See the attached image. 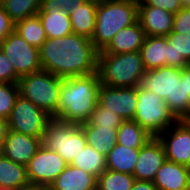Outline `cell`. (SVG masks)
<instances>
[{"instance_id":"f6af8a7d","label":"cell","mask_w":190,"mask_h":190,"mask_svg":"<svg viewBox=\"0 0 190 190\" xmlns=\"http://www.w3.org/2000/svg\"><path fill=\"white\" fill-rule=\"evenodd\" d=\"M182 7H190V0H180Z\"/></svg>"},{"instance_id":"74e56055","label":"cell","mask_w":190,"mask_h":190,"mask_svg":"<svg viewBox=\"0 0 190 190\" xmlns=\"http://www.w3.org/2000/svg\"><path fill=\"white\" fill-rule=\"evenodd\" d=\"M15 23L0 5V43L14 31Z\"/></svg>"},{"instance_id":"d590c367","label":"cell","mask_w":190,"mask_h":190,"mask_svg":"<svg viewBox=\"0 0 190 190\" xmlns=\"http://www.w3.org/2000/svg\"><path fill=\"white\" fill-rule=\"evenodd\" d=\"M87 0H41L40 8H60L72 12V9L80 7Z\"/></svg>"},{"instance_id":"8992f818","label":"cell","mask_w":190,"mask_h":190,"mask_svg":"<svg viewBox=\"0 0 190 190\" xmlns=\"http://www.w3.org/2000/svg\"><path fill=\"white\" fill-rule=\"evenodd\" d=\"M17 84L21 97L57 118V105L62 87L61 77L42 69L20 77Z\"/></svg>"},{"instance_id":"60d3db41","label":"cell","mask_w":190,"mask_h":190,"mask_svg":"<svg viewBox=\"0 0 190 190\" xmlns=\"http://www.w3.org/2000/svg\"><path fill=\"white\" fill-rule=\"evenodd\" d=\"M8 131V122L6 119L0 117V154L2 151L3 143Z\"/></svg>"},{"instance_id":"7dc6e473","label":"cell","mask_w":190,"mask_h":190,"mask_svg":"<svg viewBox=\"0 0 190 190\" xmlns=\"http://www.w3.org/2000/svg\"><path fill=\"white\" fill-rule=\"evenodd\" d=\"M188 190H190V172H189V180H188Z\"/></svg>"},{"instance_id":"277c9868","label":"cell","mask_w":190,"mask_h":190,"mask_svg":"<svg viewBox=\"0 0 190 190\" xmlns=\"http://www.w3.org/2000/svg\"><path fill=\"white\" fill-rule=\"evenodd\" d=\"M145 71L140 51L98 53L97 72L101 84L110 87H137Z\"/></svg>"},{"instance_id":"52a82bcc","label":"cell","mask_w":190,"mask_h":190,"mask_svg":"<svg viewBox=\"0 0 190 190\" xmlns=\"http://www.w3.org/2000/svg\"><path fill=\"white\" fill-rule=\"evenodd\" d=\"M87 144L85 133L79 124L52 117L42 138V145L58 153L68 164Z\"/></svg>"},{"instance_id":"cb8c5ba5","label":"cell","mask_w":190,"mask_h":190,"mask_svg":"<svg viewBox=\"0 0 190 190\" xmlns=\"http://www.w3.org/2000/svg\"><path fill=\"white\" fill-rule=\"evenodd\" d=\"M29 185L26 166L0 154V187L17 190Z\"/></svg>"},{"instance_id":"7c38bea8","label":"cell","mask_w":190,"mask_h":190,"mask_svg":"<svg viewBox=\"0 0 190 190\" xmlns=\"http://www.w3.org/2000/svg\"><path fill=\"white\" fill-rule=\"evenodd\" d=\"M158 139L162 142L166 160L190 167V120H179Z\"/></svg>"},{"instance_id":"4fadbf2b","label":"cell","mask_w":190,"mask_h":190,"mask_svg":"<svg viewBox=\"0 0 190 190\" xmlns=\"http://www.w3.org/2000/svg\"><path fill=\"white\" fill-rule=\"evenodd\" d=\"M98 103L124 120H133L137 110V87H110L101 84Z\"/></svg>"},{"instance_id":"b9f144b4","label":"cell","mask_w":190,"mask_h":190,"mask_svg":"<svg viewBox=\"0 0 190 190\" xmlns=\"http://www.w3.org/2000/svg\"><path fill=\"white\" fill-rule=\"evenodd\" d=\"M175 51L173 44L167 39V66L174 67Z\"/></svg>"},{"instance_id":"484cf974","label":"cell","mask_w":190,"mask_h":190,"mask_svg":"<svg viewBox=\"0 0 190 190\" xmlns=\"http://www.w3.org/2000/svg\"><path fill=\"white\" fill-rule=\"evenodd\" d=\"M151 138L153 137L134 120H124L117 129V143L125 147L141 148Z\"/></svg>"},{"instance_id":"44dd1931","label":"cell","mask_w":190,"mask_h":190,"mask_svg":"<svg viewBox=\"0 0 190 190\" xmlns=\"http://www.w3.org/2000/svg\"><path fill=\"white\" fill-rule=\"evenodd\" d=\"M99 0H87L69 13L72 32L92 39L96 24V10Z\"/></svg>"},{"instance_id":"5bb4252c","label":"cell","mask_w":190,"mask_h":190,"mask_svg":"<svg viewBox=\"0 0 190 190\" xmlns=\"http://www.w3.org/2000/svg\"><path fill=\"white\" fill-rule=\"evenodd\" d=\"M166 160L165 149L158 137L151 138L140 148L133 176L135 180L153 182Z\"/></svg>"},{"instance_id":"d4e9b609","label":"cell","mask_w":190,"mask_h":190,"mask_svg":"<svg viewBox=\"0 0 190 190\" xmlns=\"http://www.w3.org/2000/svg\"><path fill=\"white\" fill-rule=\"evenodd\" d=\"M85 136L87 145L93 147L97 152L106 156L117 143L118 127H102V126H81Z\"/></svg>"},{"instance_id":"3957f363","label":"cell","mask_w":190,"mask_h":190,"mask_svg":"<svg viewBox=\"0 0 190 190\" xmlns=\"http://www.w3.org/2000/svg\"><path fill=\"white\" fill-rule=\"evenodd\" d=\"M139 86L158 94L177 121L190 120V96L180 68L163 66L145 71Z\"/></svg>"},{"instance_id":"6da1fadb","label":"cell","mask_w":190,"mask_h":190,"mask_svg":"<svg viewBox=\"0 0 190 190\" xmlns=\"http://www.w3.org/2000/svg\"><path fill=\"white\" fill-rule=\"evenodd\" d=\"M98 52L91 39L74 33L47 38L39 48L42 69L61 78L97 72Z\"/></svg>"},{"instance_id":"7402d4cb","label":"cell","mask_w":190,"mask_h":190,"mask_svg":"<svg viewBox=\"0 0 190 190\" xmlns=\"http://www.w3.org/2000/svg\"><path fill=\"white\" fill-rule=\"evenodd\" d=\"M140 54L146 71L167 66V37L146 36Z\"/></svg>"},{"instance_id":"2e32d148","label":"cell","mask_w":190,"mask_h":190,"mask_svg":"<svg viewBox=\"0 0 190 190\" xmlns=\"http://www.w3.org/2000/svg\"><path fill=\"white\" fill-rule=\"evenodd\" d=\"M138 21L146 36L166 37L173 30L174 13L141 2Z\"/></svg>"},{"instance_id":"d6a6232c","label":"cell","mask_w":190,"mask_h":190,"mask_svg":"<svg viewBox=\"0 0 190 190\" xmlns=\"http://www.w3.org/2000/svg\"><path fill=\"white\" fill-rule=\"evenodd\" d=\"M19 96L18 84L0 83V117L8 119L16 98Z\"/></svg>"},{"instance_id":"7a4b0ae2","label":"cell","mask_w":190,"mask_h":190,"mask_svg":"<svg viewBox=\"0 0 190 190\" xmlns=\"http://www.w3.org/2000/svg\"><path fill=\"white\" fill-rule=\"evenodd\" d=\"M100 87L98 72L62 78L57 118L79 125L88 122L98 104Z\"/></svg>"},{"instance_id":"8d00e7d4","label":"cell","mask_w":190,"mask_h":190,"mask_svg":"<svg viewBox=\"0 0 190 190\" xmlns=\"http://www.w3.org/2000/svg\"><path fill=\"white\" fill-rule=\"evenodd\" d=\"M142 2L145 5L161 8L174 14L182 8L180 0H143Z\"/></svg>"},{"instance_id":"836d02e7","label":"cell","mask_w":190,"mask_h":190,"mask_svg":"<svg viewBox=\"0 0 190 190\" xmlns=\"http://www.w3.org/2000/svg\"><path fill=\"white\" fill-rule=\"evenodd\" d=\"M20 76L16 73L14 64L0 49V83H18Z\"/></svg>"},{"instance_id":"ba28073f","label":"cell","mask_w":190,"mask_h":190,"mask_svg":"<svg viewBox=\"0 0 190 190\" xmlns=\"http://www.w3.org/2000/svg\"><path fill=\"white\" fill-rule=\"evenodd\" d=\"M133 120L152 137H159L177 121L158 94L140 86H137V110Z\"/></svg>"},{"instance_id":"bcb514c9","label":"cell","mask_w":190,"mask_h":190,"mask_svg":"<svg viewBox=\"0 0 190 190\" xmlns=\"http://www.w3.org/2000/svg\"><path fill=\"white\" fill-rule=\"evenodd\" d=\"M0 190H15V189H12V188H3V187H0Z\"/></svg>"},{"instance_id":"ffe728a7","label":"cell","mask_w":190,"mask_h":190,"mask_svg":"<svg viewBox=\"0 0 190 190\" xmlns=\"http://www.w3.org/2000/svg\"><path fill=\"white\" fill-rule=\"evenodd\" d=\"M38 16L47 38H59L72 34L69 13L60 8H40Z\"/></svg>"},{"instance_id":"ac0fdd59","label":"cell","mask_w":190,"mask_h":190,"mask_svg":"<svg viewBox=\"0 0 190 190\" xmlns=\"http://www.w3.org/2000/svg\"><path fill=\"white\" fill-rule=\"evenodd\" d=\"M189 172V167L165 160L153 184L158 190H185L188 189Z\"/></svg>"},{"instance_id":"f35d334b","label":"cell","mask_w":190,"mask_h":190,"mask_svg":"<svg viewBox=\"0 0 190 190\" xmlns=\"http://www.w3.org/2000/svg\"><path fill=\"white\" fill-rule=\"evenodd\" d=\"M131 190H158L153 182L135 180Z\"/></svg>"},{"instance_id":"e575fe53","label":"cell","mask_w":190,"mask_h":190,"mask_svg":"<svg viewBox=\"0 0 190 190\" xmlns=\"http://www.w3.org/2000/svg\"><path fill=\"white\" fill-rule=\"evenodd\" d=\"M173 31L190 34V7H182L174 14Z\"/></svg>"},{"instance_id":"603a6c76","label":"cell","mask_w":190,"mask_h":190,"mask_svg":"<svg viewBox=\"0 0 190 190\" xmlns=\"http://www.w3.org/2000/svg\"><path fill=\"white\" fill-rule=\"evenodd\" d=\"M140 148H129L116 143L105 156L108 170L133 175Z\"/></svg>"},{"instance_id":"5b68a950","label":"cell","mask_w":190,"mask_h":190,"mask_svg":"<svg viewBox=\"0 0 190 190\" xmlns=\"http://www.w3.org/2000/svg\"><path fill=\"white\" fill-rule=\"evenodd\" d=\"M138 21V5L113 0H99L92 43L102 51L122 28Z\"/></svg>"},{"instance_id":"ee69618b","label":"cell","mask_w":190,"mask_h":190,"mask_svg":"<svg viewBox=\"0 0 190 190\" xmlns=\"http://www.w3.org/2000/svg\"><path fill=\"white\" fill-rule=\"evenodd\" d=\"M118 2H125V3H131L134 5H139L143 0H113Z\"/></svg>"},{"instance_id":"30bf717a","label":"cell","mask_w":190,"mask_h":190,"mask_svg":"<svg viewBox=\"0 0 190 190\" xmlns=\"http://www.w3.org/2000/svg\"><path fill=\"white\" fill-rule=\"evenodd\" d=\"M0 49L14 64L20 77L42 70L39 49L28 44L16 31L0 43Z\"/></svg>"},{"instance_id":"8fae6325","label":"cell","mask_w":190,"mask_h":190,"mask_svg":"<svg viewBox=\"0 0 190 190\" xmlns=\"http://www.w3.org/2000/svg\"><path fill=\"white\" fill-rule=\"evenodd\" d=\"M67 165L58 153L41 145L26 166L30 185L49 187Z\"/></svg>"},{"instance_id":"9a60e30c","label":"cell","mask_w":190,"mask_h":190,"mask_svg":"<svg viewBox=\"0 0 190 190\" xmlns=\"http://www.w3.org/2000/svg\"><path fill=\"white\" fill-rule=\"evenodd\" d=\"M42 145V138L7 131L1 154L13 162L27 166Z\"/></svg>"},{"instance_id":"4dcf8cb0","label":"cell","mask_w":190,"mask_h":190,"mask_svg":"<svg viewBox=\"0 0 190 190\" xmlns=\"http://www.w3.org/2000/svg\"><path fill=\"white\" fill-rule=\"evenodd\" d=\"M166 37L174 47V67L182 69L190 64V34L177 33L172 30Z\"/></svg>"},{"instance_id":"83f0119b","label":"cell","mask_w":190,"mask_h":190,"mask_svg":"<svg viewBox=\"0 0 190 190\" xmlns=\"http://www.w3.org/2000/svg\"><path fill=\"white\" fill-rule=\"evenodd\" d=\"M14 31L24 38L28 44L38 49L47 39L46 32L38 14L16 22Z\"/></svg>"},{"instance_id":"4316f807","label":"cell","mask_w":190,"mask_h":190,"mask_svg":"<svg viewBox=\"0 0 190 190\" xmlns=\"http://www.w3.org/2000/svg\"><path fill=\"white\" fill-rule=\"evenodd\" d=\"M71 165L91 173L97 178L107 169L105 156L87 144L75 157Z\"/></svg>"},{"instance_id":"7bdbcfd3","label":"cell","mask_w":190,"mask_h":190,"mask_svg":"<svg viewBox=\"0 0 190 190\" xmlns=\"http://www.w3.org/2000/svg\"><path fill=\"white\" fill-rule=\"evenodd\" d=\"M17 190H49V187L38 186V185H29L27 187L20 188V189H17Z\"/></svg>"},{"instance_id":"e0dca14e","label":"cell","mask_w":190,"mask_h":190,"mask_svg":"<svg viewBox=\"0 0 190 190\" xmlns=\"http://www.w3.org/2000/svg\"><path fill=\"white\" fill-rule=\"evenodd\" d=\"M146 34L140 22L122 28L110 41V43L98 53L121 54L140 51Z\"/></svg>"},{"instance_id":"d6986e66","label":"cell","mask_w":190,"mask_h":190,"mask_svg":"<svg viewBox=\"0 0 190 190\" xmlns=\"http://www.w3.org/2000/svg\"><path fill=\"white\" fill-rule=\"evenodd\" d=\"M49 190H97V177L68 164Z\"/></svg>"},{"instance_id":"f546056e","label":"cell","mask_w":190,"mask_h":190,"mask_svg":"<svg viewBox=\"0 0 190 190\" xmlns=\"http://www.w3.org/2000/svg\"><path fill=\"white\" fill-rule=\"evenodd\" d=\"M134 181L133 175L106 169L97 178V190H131Z\"/></svg>"},{"instance_id":"1f68e13d","label":"cell","mask_w":190,"mask_h":190,"mask_svg":"<svg viewBox=\"0 0 190 190\" xmlns=\"http://www.w3.org/2000/svg\"><path fill=\"white\" fill-rule=\"evenodd\" d=\"M123 121L124 119L116 112L104 108L98 103L89 121L81 124V126L119 127Z\"/></svg>"},{"instance_id":"f1b7e54d","label":"cell","mask_w":190,"mask_h":190,"mask_svg":"<svg viewBox=\"0 0 190 190\" xmlns=\"http://www.w3.org/2000/svg\"><path fill=\"white\" fill-rule=\"evenodd\" d=\"M0 5L5 9L11 20L16 23L27 17L37 15L41 0H1Z\"/></svg>"},{"instance_id":"ab89813d","label":"cell","mask_w":190,"mask_h":190,"mask_svg":"<svg viewBox=\"0 0 190 190\" xmlns=\"http://www.w3.org/2000/svg\"><path fill=\"white\" fill-rule=\"evenodd\" d=\"M181 78L185 79L186 95L190 96V64L181 69Z\"/></svg>"},{"instance_id":"9c48e42d","label":"cell","mask_w":190,"mask_h":190,"mask_svg":"<svg viewBox=\"0 0 190 190\" xmlns=\"http://www.w3.org/2000/svg\"><path fill=\"white\" fill-rule=\"evenodd\" d=\"M51 118L52 116L46 111L19 95L7 119L8 129L28 136L43 138Z\"/></svg>"}]
</instances>
